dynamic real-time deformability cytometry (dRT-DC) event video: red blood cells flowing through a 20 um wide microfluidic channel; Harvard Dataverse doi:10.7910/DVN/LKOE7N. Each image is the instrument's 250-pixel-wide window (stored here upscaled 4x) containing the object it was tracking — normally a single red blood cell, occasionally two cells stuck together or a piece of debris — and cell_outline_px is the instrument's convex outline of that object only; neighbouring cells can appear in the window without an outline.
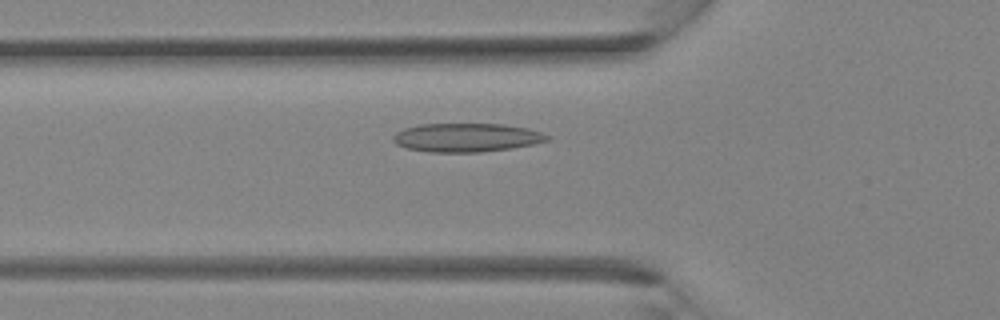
{"species": "Egyptian fruit bat (a non-hibernating species)", "species_latin": "Rousettus aegyptiacus", "temperature_condition": "room temperature", "stored_images_in_passage": 34, "camera_frame_rate_fps": 3000, "um_per_image_px": 0.085, "animal": {"sex": "female"}, "frame": {"image": 1, "passage_image": 11, "time_ms": 3.333, "image_size_px": [1000, 320], "cell_outline_px": [[552, 136], [548, 140], [532, 144], [512, 148], [480, 152], [428, 152], [408, 148], [396, 144], [392, 140], [392, 136], [396, 132], [404, 128], [420, 124], [504, 124], [528, 128]], "centroid_in_image_um": [39.64, 11.69], "position_along_channel_um": 86.2, "area_um2": 25.78}}
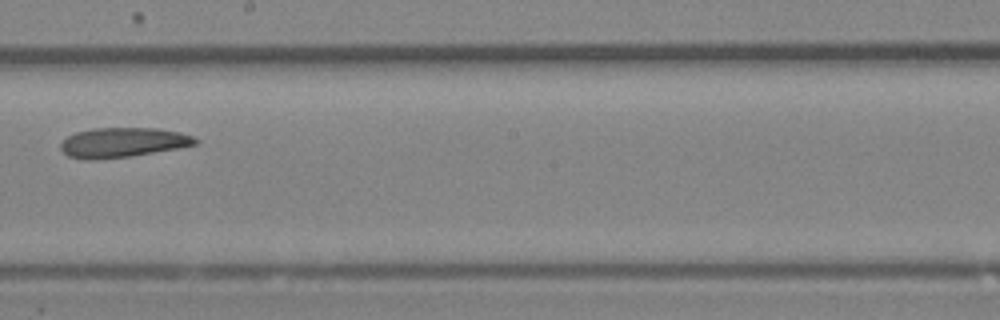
{"frame": {"image": 2, "passage_image": 19, "time_ms": 6.0, "image_size_px": [1000, 320], "cell_outline_px": [[200, 140], [196, 144], [180, 148], [132, 156], [96, 160], [84, 160], [68, 156], [60, 148], [60, 144], [68, 136], [76, 132], [92, 128], [156, 128], [180, 132], [192, 136]], "centroid_in_image_um": [10.44, 12.12], "position_along_channel_um": 237.8, "area_um2": 23.52}}
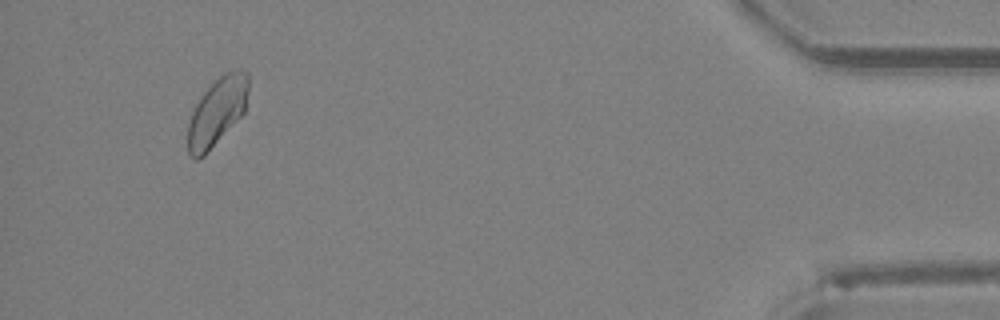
{"frame": {"image": 3, "passage_image": 32, "time_ms": 10.333, "image_size_px": [1000, 320], "cell_outline_px": [[248, 92], [244, 112], [204, 156], [200, 160], [192, 160], [188, 156], [188, 124], [192, 112], [200, 96], [224, 72], [236, 68], [240, 68], [248, 72]], "centroid_in_image_um": [18.44, 9.49], "position_along_channel_um": 416.8, "area_um2": 23.99}}